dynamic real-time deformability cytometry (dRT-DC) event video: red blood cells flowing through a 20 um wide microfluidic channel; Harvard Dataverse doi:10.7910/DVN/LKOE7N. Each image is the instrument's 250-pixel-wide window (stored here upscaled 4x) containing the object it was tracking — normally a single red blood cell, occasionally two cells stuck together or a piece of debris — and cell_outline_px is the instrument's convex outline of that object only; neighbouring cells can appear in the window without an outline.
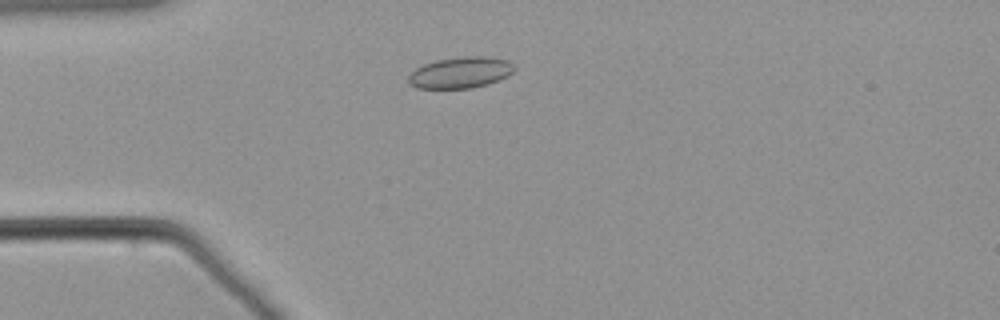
{"species": "common noctule bat (a hibernating species)", "species_latin": "Nyctalus noctula", "temperature_condition": "warm", "stored_images_in_passage": 49, "camera_frame_rate_fps": 3000, "um_per_image_px": 0.085, "animal": {"sex": "male", "body_mass_g": 21.5, "forearm_length_mm": 52.0}, "frame": {"image": 1, "passage_image": 7, "time_ms": 2.0, "image_size_px": [1000, 320], "cell_outline_px": [[516, 68], [508, 76], [488, 84], [472, 88], [416, 88], [408, 84], [408, 76], [416, 68], [424, 64], [436, 60], [464, 56], [484, 56], [508, 60]], "centroid_in_image_um": [39.13, 6.17], "position_along_channel_um": 45.9, "area_um2": 19.31}}
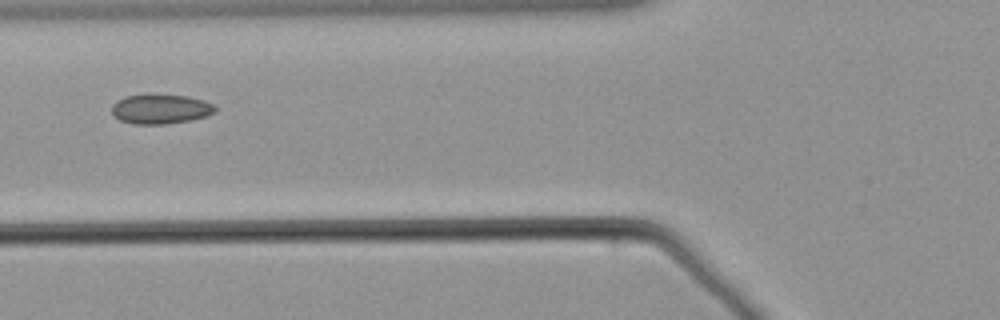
{"frame": {"image": 2, "passage_image": 14, "time_ms": 4.333, "image_size_px": [1000, 320], "cell_outline_px": [[216, 112], [204, 116], [188, 120], [164, 124], [132, 124], [120, 120], [112, 112], [112, 104], [116, 100], [124, 96], [188, 96], [204, 100], [212, 104], [216, 108]], "centroid_in_image_um": [13.63, 9.28], "position_along_channel_um": 112.2, "area_um2": 17.34}}
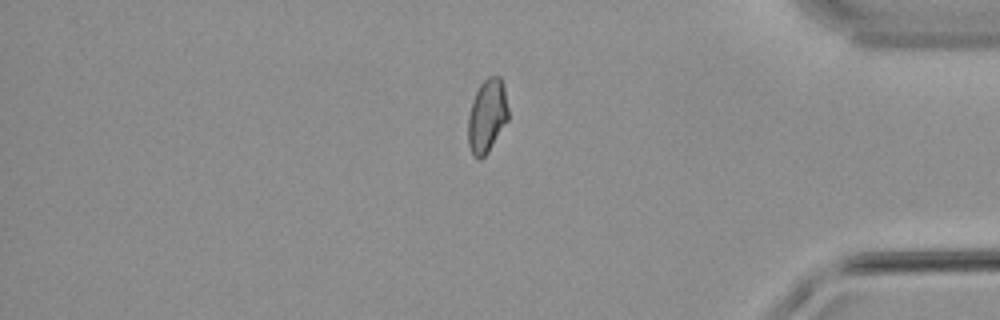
{"frame": {"image": 3, "passage_image": 40, "time_ms": 13.0, "image_size_px": [1000, 320], "cell_outline_px": [[508, 120], [484, 156], [480, 160], [472, 152], [468, 144], [468, 116], [472, 100], [480, 84], [488, 76], [500, 76], [504, 84], [508, 108]], "centroid_in_image_um": [41.4, 9.8], "position_along_channel_um": 393.8, "area_um2": 17.05}}